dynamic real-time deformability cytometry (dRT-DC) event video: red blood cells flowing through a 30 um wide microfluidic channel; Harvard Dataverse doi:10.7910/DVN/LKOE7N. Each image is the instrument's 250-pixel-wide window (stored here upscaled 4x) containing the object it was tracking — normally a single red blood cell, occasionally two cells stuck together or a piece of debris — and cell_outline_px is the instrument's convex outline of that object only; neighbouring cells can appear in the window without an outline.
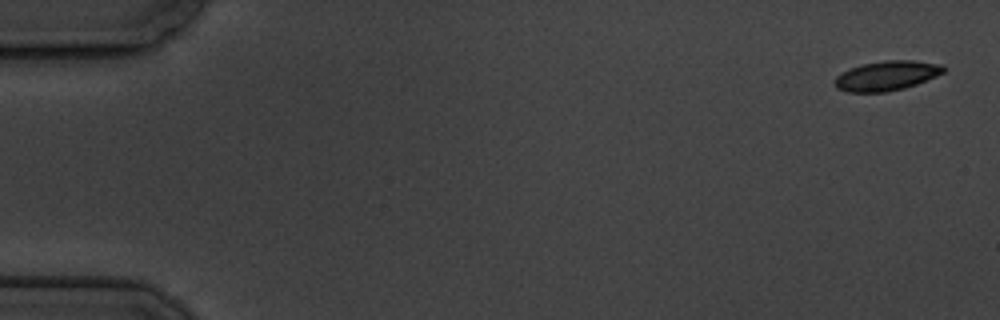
{"species": "common noctule bat (a hibernating species)", "species_latin": "Nyctalus noctula", "temperature_condition": "cold", "stored_images_in_passage": 5, "camera_frame_rate_fps": 3000, "um_per_image_px": 0.085, "animal": {"sex": "male", "body_mass_g": 19.5, "forearm_length_mm": 54.6}, "frame": {"image": 1, "passage_image": 1, "time_ms": 0.0, "image_size_px": [1000, 320], "cell_outline_px": [[944, 72], [936, 76], [916, 84], [904, 88], [888, 92], [848, 92], [836, 88], [832, 80], [836, 76], [848, 68], [864, 64], [888, 60], [912, 60], [940, 64], [944, 68]], "centroid_in_image_um": [75.31, 6.44], "position_along_channel_um": 9.7, "area_um2": 18.79}}
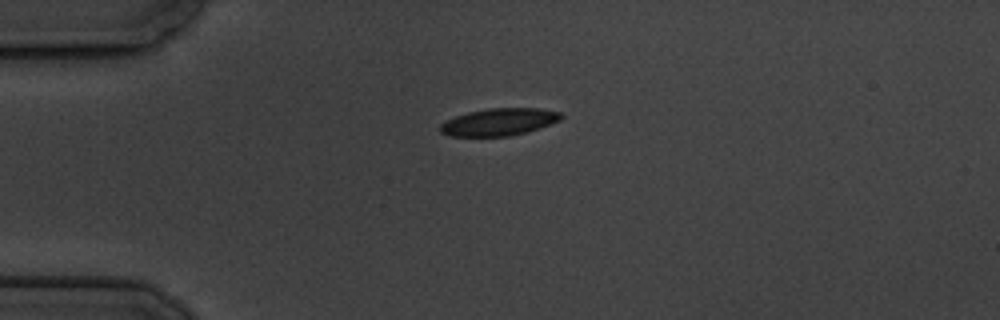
{"frame": {"image": 2, "passage_image": 4, "time_ms": 4.333, "image_size_px": [1000, 320], "cell_outline_px": [[564, 116], [560, 120], [524, 132], [508, 136], [452, 136], [440, 132], [440, 124], [456, 116], [468, 112], [488, 108], [540, 108], [560, 112]], "centroid_in_image_um": [42.41, 10.35], "position_along_channel_um": 42.6, "area_um2": 18.9}}